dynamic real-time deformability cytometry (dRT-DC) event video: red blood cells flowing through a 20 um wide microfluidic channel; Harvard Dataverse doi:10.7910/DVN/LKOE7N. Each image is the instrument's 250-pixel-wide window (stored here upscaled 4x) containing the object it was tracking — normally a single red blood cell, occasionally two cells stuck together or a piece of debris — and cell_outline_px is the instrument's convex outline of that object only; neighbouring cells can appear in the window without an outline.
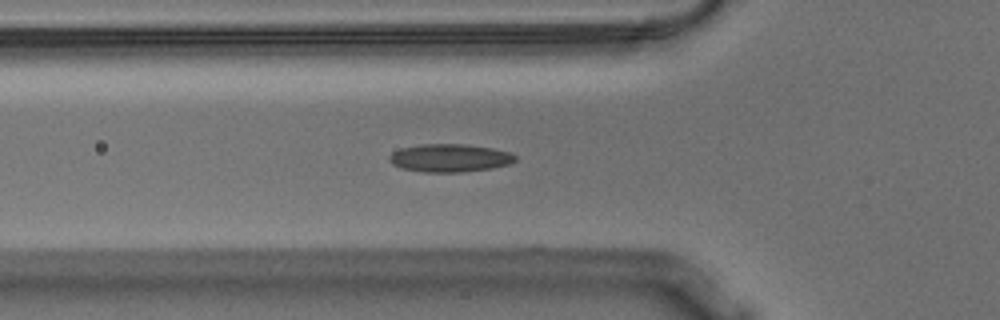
{"species": "Egyptian fruit bat (a non-hibernating species)", "species_latin": "Rousettus aegyptiacus", "temperature_condition": "warm", "stored_images_in_passage": 41, "camera_frame_rate_fps": 3000, "um_per_image_px": 0.085, "animal": {"sex": "male"}, "frame": {"image": 1, "passage_image": 3, "time_ms": 0.667, "image_size_px": [1000, 320], "cell_outline_px": [[516, 160], [508, 164], [492, 168], [464, 172], [424, 172], [400, 168], [392, 164], [388, 160], [388, 156], [392, 152], [400, 148], [420, 144], [468, 144], [492, 148], [512, 152], [516, 156]], "centroid_in_image_um": [38.21, 13.42], "position_along_channel_um": 87.6, "area_um2": 20.81}}
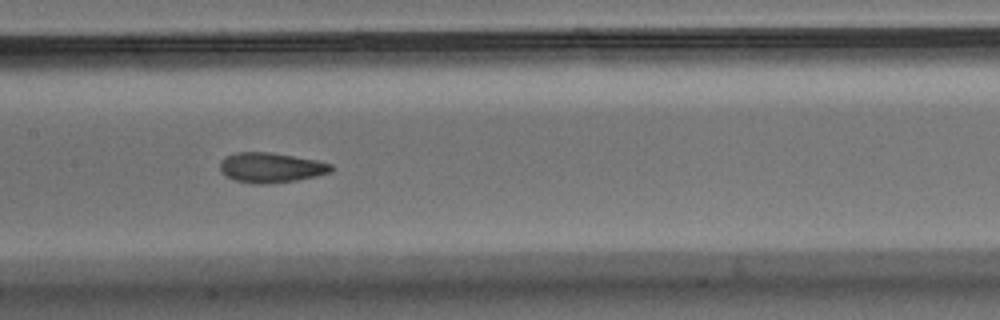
{"frame": {"image": 2, "passage_image": 11, "time_ms": 3.333, "image_size_px": [1000, 320], "cell_outline_px": [[332, 172], [316, 176], [296, 180], [264, 184], [252, 184], [236, 180], [224, 176], [220, 172], [220, 160], [224, 156], [236, 152], [272, 152], [316, 160], [332, 164]], "centroid_in_image_um": [22.98, 14.24], "position_along_channel_um": 184.4, "area_um2": 19.59}}
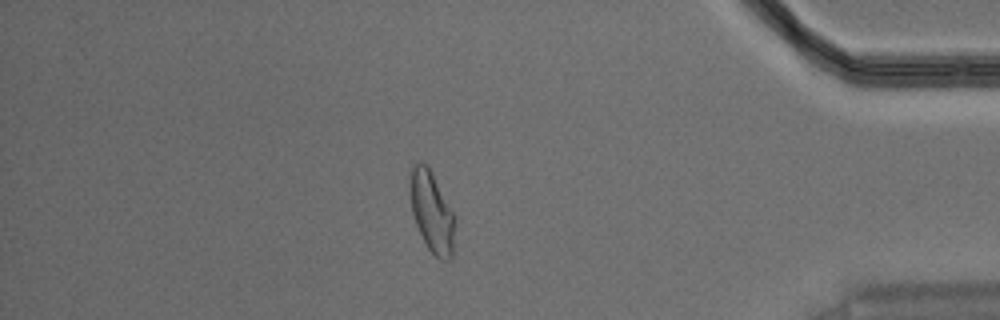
{"frame": {"image": 3, "passage_image": 32, "time_ms": 10.333, "image_size_px": [1000, 320], "cell_outline_px": [[456, 216], [452, 256], [448, 260], [440, 260], [428, 248], [416, 224], [412, 212], [412, 168], [420, 160], [428, 164]], "centroid_in_image_um": [36.77, 18.03], "position_along_channel_um": 398.4, "area_um2": 20.81}, "authors_computed_cell_mechanics": {"area_um2": 19.8254, "velocity_mm_per_s": 3.595, "shape_relaxation_time_tau1_ms": null, "shape_relaxation_time_tau2_ms": 1.6367, "deformation_change_tau1": null, "deformation_change_tau2": 0.0754}}